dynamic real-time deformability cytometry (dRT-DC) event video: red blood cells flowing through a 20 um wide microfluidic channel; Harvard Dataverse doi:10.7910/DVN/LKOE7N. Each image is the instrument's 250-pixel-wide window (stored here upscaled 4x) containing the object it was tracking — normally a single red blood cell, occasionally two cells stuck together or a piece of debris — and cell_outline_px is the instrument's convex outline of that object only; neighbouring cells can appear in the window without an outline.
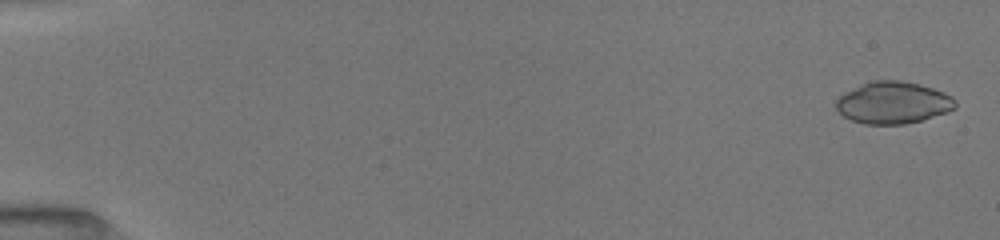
{"species": "common noctule bat (a hibernating species)", "species_latin": "Nyctalus noctula", "temperature_condition": "room temperature", "stored_images_in_passage": 17, "camera_frame_rate_fps": 3000, "um_per_image_px": 0.085, "animal": {"sex": "female", "body_mass_g": 19.5, "forearm_length_mm": 54.1}, "frame": {"image": 1, "passage_image": 2, "time_ms": 0.333, "image_size_px": [1000, 240], "cell_outline_px": [[956, 108], [948, 112], [924, 120], [904, 124], [864, 124], [852, 120], [844, 116], [836, 108], [836, 100], [844, 92], [872, 80], [900, 80], [920, 84], [944, 92], [952, 96], [956, 100]], "centroid_in_image_um": [75.95, 8.73], "position_along_channel_um": 9.1, "area_um2": 29.3}}
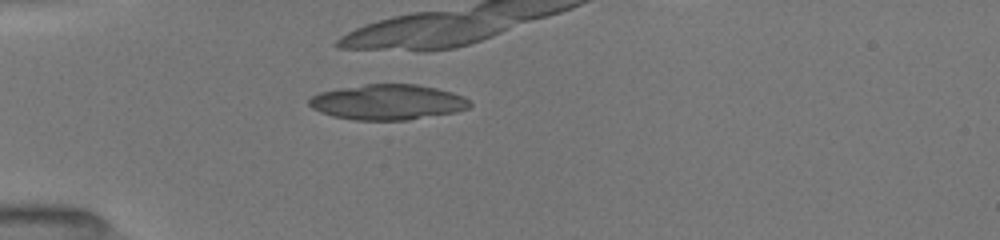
{"frame": {"image": 2, "passage_image": 16, "time_ms": 5.0, "image_size_px": [1000, 240], "cell_outline_px": [[472, 104], [468, 108], [456, 112], [408, 120], [352, 120], [332, 116], [320, 112], [312, 108], [308, 104], [308, 100], [312, 96], [320, 92], [340, 88], [364, 84], [416, 84], [436, 88], [452, 92], [464, 96]], "centroid_in_image_um": [32.95, 8.68], "position_along_channel_um": 52.1, "area_um2": 33.23}}